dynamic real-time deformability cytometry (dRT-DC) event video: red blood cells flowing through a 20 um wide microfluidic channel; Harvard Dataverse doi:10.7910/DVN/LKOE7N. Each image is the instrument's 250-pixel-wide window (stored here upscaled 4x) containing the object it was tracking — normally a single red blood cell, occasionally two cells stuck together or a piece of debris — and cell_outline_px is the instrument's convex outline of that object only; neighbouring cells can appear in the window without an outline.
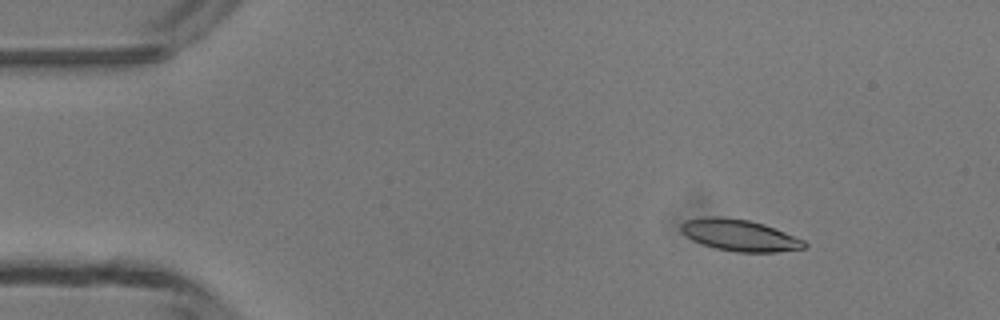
{"species": "common noctule bat (a hibernating species)", "species_latin": "Nyctalus noctula", "temperature_condition": "room temperature", "stored_images_in_passage": 4, "camera_frame_rate_fps": 3000, "um_per_image_px": 0.085, "animal": {"sex": "male", "body_mass_g": 13.3}, "frame": {"image": 1, "passage_image": 2, "time_ms": 1.333, "image_size_px": [1000, 320], "cell_outline_px": [[808, 248], [776, 252], [736, 252], [716, 248], [692, 240], [680, 228], [680, 224], [684, 220], [704, 216], [724, 216], [748, 220], [764, 224], [804, 240], [808, 244]], "centroid_in_image_um": [62.88, 19.99], "position_along_channel_um": 22.1, "area_um2": 22.72}}